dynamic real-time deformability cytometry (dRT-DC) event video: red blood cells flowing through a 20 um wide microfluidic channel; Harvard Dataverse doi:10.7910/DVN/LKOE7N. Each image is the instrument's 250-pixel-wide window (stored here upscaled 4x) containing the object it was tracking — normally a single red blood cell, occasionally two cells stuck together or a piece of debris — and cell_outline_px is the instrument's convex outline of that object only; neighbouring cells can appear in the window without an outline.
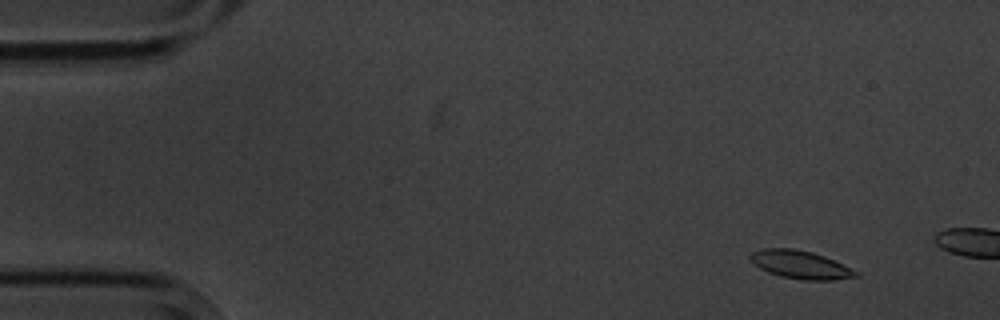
{"species": "common noctule bat (a hibernating species)", "species_latin": "Nyctalus noctula", "temperature_condition": "cold", "stored_images_in_passage": 4, "camera_frame_rate_fps": 3000, "um_per_image_px": 0.085, "animal": {"sex": "male", "body_mass_g": 20.1, "forearm_length_mm": 53.5}, "frame": {"image": 1, "passage_image": 2, "time_ms": 1.0, "image_size_px": [1000, 320], "cell_outline_px": [[860, 276], [836, 280], [804, 280], [780, 276], [768, 272], [760, 268], [748, 256], [752, 252], [764, 248], [792, 248], [812, 252], [824, 256], [860, 272]], "centroid_in_image_um": [68.07, 22.5], "position_along_channel_um": 16.9, "area_um2": 17.22}}